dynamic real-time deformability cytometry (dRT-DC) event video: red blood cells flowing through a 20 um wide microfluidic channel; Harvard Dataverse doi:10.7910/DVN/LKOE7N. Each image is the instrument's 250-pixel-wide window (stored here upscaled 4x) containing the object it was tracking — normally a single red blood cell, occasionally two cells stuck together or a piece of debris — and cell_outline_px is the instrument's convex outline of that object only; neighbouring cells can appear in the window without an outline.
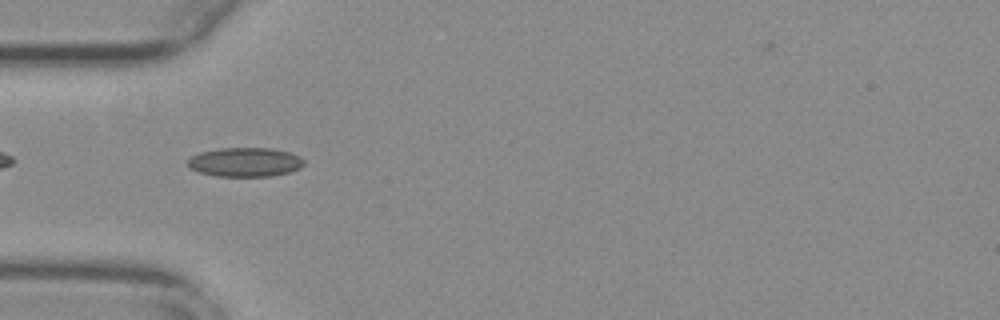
{"species": "common noctule bat (a hibernating species)", "species_latin": "Nyctalus noctula", "temperature_condition": "warm", "stored_images_in_passage": 39, "camera_frame_rate_fps": 3000, "um_per_image_px": 0.085, "animal": {"sex": "female", "body_mass_g": 29.2, "forearm_length_mm": 56.3}, "frame": {"image": 1, "passage_image": 2, "time_ms": 0.333, "image_size_px": [1000, 320], "cell_outline_px": [[304, 164], [300, 168], [288, 172], [272, 176], [216, 176], [200, 172], [192, 168], [188, 164], [188, 160], [192, 156], [200, 152], [220, 148], [272, 148], [288, 152], [300, 156], [304, 160]], "centroid_in_image_um": [20.86, 13.77], "position_along_channel_um": 64.1, "area_um2": 19.59}}
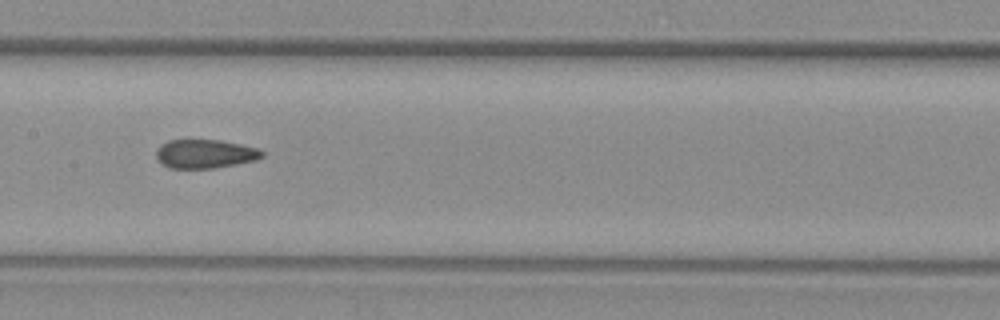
{"frame": {"image": 2, "passage_image": 12, "time_ms": 3.667, "image_size_px": [1000, 320], "cell_outline_px": [[264, 156], [256, 160], [212, 168], [168, 168], [156, 156], [156, 148], [160, 144], [168, 140], [220, 140], [240, 144], [256, 148], [264, 152]], "centroid_in_image_um": [17.41, 13.07], "position_along_channel_um": 190.0, "area_um2": 17.63}}
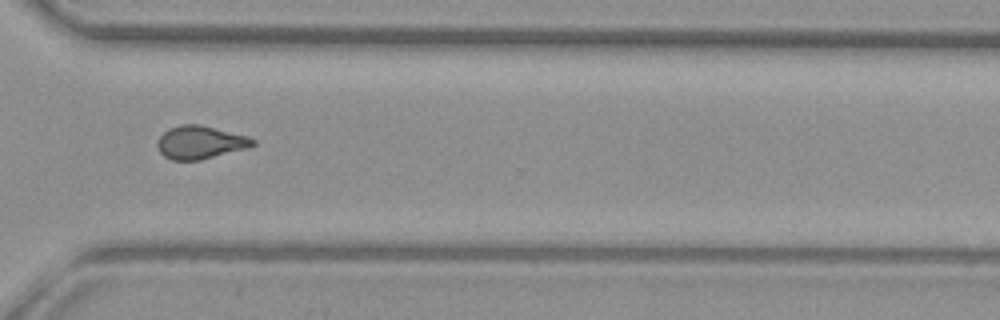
{"frame": {"image": 3, "passage_image": 25, "time_ms": 8.0, "image_size_px": [1000, 320], "cell_outline_px": [[256, 144], [248, 148], [200, 160], [172, 160], [164, 156], [156, 148], [156, 140], [168, 128], [180, 124], [200, 124], [248, 136], [256, 140]], "centroid_in_image_um": [17.0, 12.09], "position_along_channel_um": 353.6, "area_um2": 18.61}, "authors_computed_cell_mechanics": {"area_um2": 18.3226, "velocity_mm_per_s": 3.7759, "shape_relaxation_time_tau1_ms": null, "shape_relaxation_time_tau2_ms": 1.5164, "deformation_change_tau1": null, "deformation_change_tau2": 0.082}}